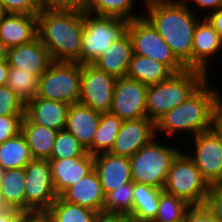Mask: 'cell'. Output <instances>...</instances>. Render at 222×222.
Returning <instances> with one entry per match:
<instances>
[{
    "label": "cell",
    "instance_id": "obj_1",
    "mask_svg": "<svg viewBox=\"0 0 222 222\" xmlns=\"http://www.w3.org/2000/svg\"><path fill=\"white\" fill-rule=\"evenodd\" d=\"M178 1L146 3L149 17L145 18L169 45L176 58L187 69H192L193 36L200 20L190 11L186 1Z\"/></svg>",
    "mask_w": 222,
    "mask_h": 222
},
{
    "label": "cell",
    "instance_id": "obj_2",
    "mask_svg": "<svg viewBox=\"0 0 222 222\" xmlns=\"http://www.w3.org/2000/svg\"><path fill=\"white\" fill-rule=\"evenodd\" d=\"M83 10L42 8L37 35L52 61L78 62L82 50Z\"/></svg>",
    "mask_w": 222,
    "mask_h": 222
},
{
    "label": "cell",
    "instance_id": "obj_3",
    "mask_svg": "<svg viewBox=\"0 0 222 222\" xmlns=\"http://www.w3.org/2000/svg\"><path fill=\"white\" fill-rule=\"evenodd\" d=\"M205 80L183 103L163 115L156 123V132L175 135L179 130L193 135L212 129L216 116L222 111V100L216 89Z\"/></svg>",
    "mask_w": 222,
    "mask_h": 222
},
{
    "label": "cell",
    "instance_id": "obj_4",
    "mask_svg": "<svg viewBox=\"0 0 222 222\" xmlns=\"http://www.w3.org/2000/svg\"><path fill=\"white\" fill-rule=\"evenodd\" d=\"M196 69L173 74L168 80L149 85L146 97L147 118L156 123L163 115L183 103L207 78Z\"/></svg>",
    "mask_w": 222,
    "mask_h": 222
},
{
    "label": "cell",
    "instance_id": "obj_5",
    "mask_svg": "<svg viewBox=\"0 0 222 222\" xmlns=\"http://www.w3.org/2000/svg\"><path fill=\"white\" fill-rule=\"evenodd\" d=\"M210 187L190 155L179 152L171 164L163 191L190 206H199L205 204Z\"/></svg>",
    "mask_w": 222,
    "mask_h": 222
},
{
    "label": "cell",
    "instance_id": "obj_6",
    "mask_svg": "<svg viewBox=\"0 0 222 222\" xmlns=\"http://www.w3.org/2000/svg\"><path fill=\"white\" fill-rule=\"evenodd\" d=\"M129 21L117 17H92L83 10V34L80 64H92L114 41L128 31Z\"/></svg>",
    "mask_w": 222,
    "mask_h": 222
},
{
    "label": "cell",
    "instance_id": "obj_7",
    "mask_svg": "<svg viewBox=\"0 0 222 222\" xmlns=\"http://www.w3.org/2000/svg\"><path fill=\"white\" fill-rule=\"evenodd\" d=\"M81 95V64L52 61L39 78L37 97L67 103H79Z\"/></svg>",
    "mask_w": 222,
    "mask_h": 222
},
{
    "label": "cell",
    "instance_id": "obj_8",
    "mask_svg": "<svg viewBox=\"0 0 222 222\" xmlns=\"http://www.w3.org/2000/svg\"><path fill=\"white\" fill-rule=\"evenodd\" d=\"M179 152L153 139L130 157L132 181L163 189L171 164Z\"/></svg>",
    "mask_w": 222,
    "mask_h": 222
},
{
    "label": "cell",
    "instance_id": "obj_9",
    "mask_svg": "<svg viewBox=\"0 0 222 222\" xmlns=\"http://www.w3.org/2000/svg\"><path fill=\"white\" fill-rule=\"evenodd\" d=\"M127 32L131 38L133 54L152 58L165 64L174 74L187 69L176 58L169 45L145 18V15L130 20Z\"/></svg>",
    "mask_w": 222,
    "mask_h": 222
},
{
    "label": "cell",
    "instance_id": "obj_10",
    "mask_svg": "<svg viewBox=\"0 0 222 222\" xmlns=\"http://www.w3.org/2000/svg\"><path fill=\"white\" fill-rule=\"evenodd\" d=\"M25 215H43L56 200L48 159H32L25 167Z\"/></svg>",
    "mask_w": 222,
    "mask_h": 222
},
{
    "label": "cell",
    "instance_id": "obj_11",
    "mask_svg": "<svg viewBox=\"0 0 222 222\" xmlns=\"http://www.w3.org/2000/svg\"><path fill=\"white\" fill-rule=\"evenodd\" d=\"M117 78L92 64L81 65L79 103L100 113L110 112Z\"/></svg>",
    "mask_w": 222,
    "mask_h": 222
},
{
    "label": "cell",
    "instance_id": "obj_12",
    "mask_svg": "<svg viewBox=\"0 0 222 222\" xmlns=\"http://www.w3.org/2000/svg\"><path fill=\"white\" fill-rule=\"evenodd\" d=\"M148 86L127 77L117 78L110 113L122 120L147 117L146 97Z\"/></svg>",
    "mask_w": 222,
    "mask_h": 222
},
{
    "label": "cell",
    "instance_id": "obj_13",
    "mask_svg": "<svg viewBox=\"0 0 222 222\" xmlns=\"http://www.w3.org/2000/svg\"><path fill=\"white\" fill-rule=\"evenodd\" d=\"M196 154L191 158L210 186L222 184V142L210 129L194 136Z\"/></svg>",
    "mask_w": 222,
    "mask_h": 222
},
{
    "label": "cell",
    "instance_id": "obj_14",
    "mask_svg": "<svg viewBox=\"0 0 222 222\" xmlns=\"http://www.w3.org/2000/svg\"><path fill=\"white\" fill-rule=\"evenodd\" d=\"M155 123L147 117L123 120L114 145L109 153L131 157L155 139Z\"/></svg>",
    "mask_w": 222,
    "mask_h": 222
},
{
    "label": "cell",
    "instance_id": "obj_15",
    "mask_svg": "<svg viewBox=\"0 0 222 222\" xmlns=\"http://www.w3.org/2000/svg\"><path fill=\"white\" fill-rule=\"evenodd\" d=\"M9 67L25 69L40 78L52 62L48 49L37 36L31 42L8 48Z\"/></svg>",
    "mask_w": 222,
    "mask_h": 222
},
{
    "label": "cell",
    "instance_id": "obj_16",
    "mask_svg": "<svg viewBox=\"0 0 222 222\" xmlns=\"http://www.w3.org/2000/svg\"><path fill=\"white\" fill-rule=\"evenodd\" d=\"M48 160L51 166L53 187L58 196L94 169V155L89 153L84 157Z\"/></svg>",
    "mask_w": 222,
    "mask_h": 222
},
{
    "label": "cell",
    "instance_id": "obj_17",
    "mask_svg": "<svg viewBox=\"0 0 222 222\" xmlns=\"http://www.w3.org/2000/svg\"><path fill=\"white\" fill-rule=\"evenodd\" d=\"M94 169L105 195L121 185L132 182L129 157L117 156L109 152L94 155Z\"/></svg>",
    "mask_w": 222,
    "mask_h": 222
},
{
    "label": "cell",
    "instance_id": "obj_18",
    "mask_svg": "<svg viewBox=\"0 0 222 222\" xmlns=\"http://www.w3.org/2000/svg\"><path fill=\"white\" fill-rule=\"evenodd\" d=\"M60 197L71 204L96 212L103 211L105 194L95 169L70 186Z\"/></svg>",
    "mask_w": 222,
    "mask_h": 222
},
{
    "label": "cell",
    "instance_id": "obj_19",
    "mask_svg": "<svg viewBox=\"0 0 222 222\" xmlns=\"http://www.w3.org/2000/svg\"><path fill=\"white\" fill-rule=\"evenodd\" d=\"M70 105L35 96L25 104V115L41 126L60 131L65 128Z\"/></svg>",
    "mask_w": 222,
    "mask_h": 222
},
{
    "label": "cell",
    "instance_id": "obj_20",
    "mask_svg": "<svg viewBox=\"0 0 222 222\" xmlns=\"http://www.w3.org/2000/svg\"><path fill=\"white\" fill-rule=\"evenodd\" d=\"M37 36V15L7 13L0 21V38L8 48L29 43Z\"/></svg>",
    "mask_w": 222,
    "mask_h": 222
},
{
    "label": "cell",
    "instance_id": "obj_21",
    "mask_svg": "<svg viewBox=\"0 0 222 222\" xmlns=\"http://www.w3.org/2000/svg\"><path fill=\"white\" fill-rule=\"evenodd\" d=\"M101 113L80 103L69 107L65 130L73 134L87 150L98 128Z\"/></svg>",
    "mask_w": 222,
    "mask_h": 222
},
{
    "label": "cell",
    "instance_id": "obj_22",
    "mask_svg": "<svg viewBox=\"0 0 222 222\" xmlns=\"http://www.w3.org/2000/svg\"><path fill=\"white\" fill-rule=\"evenodd\" d=\"M222 38L211 24L204 19L196 25L192 46V69L207 74L208 57L221 50Z\"/></svg>",
    "mask_w": 222,
    "mask_h": 222
},
{
    "label": "cell",
    "instance_id": "obj_23",
    "mask_svg": "<svg viewBox=\"0 0 222 222\" xmlns=\"http://www.w3.org/2000/svg\"><path fill=\"white\" fill-rule=\"evenodd\" d=\"M133 54L132 42L128 32L114 41L92 65L116 78L125 77Z\"/></svg>",
    "mask_w": 222,
    "mask_h": 222
},
{
    "label": "cell",
    "instance_id": "obj_24",
    "mask_svg": "<svg viewBox=\"0 0 222 222\" xmlns=\"http://www.w3.org/2000/svg\"><path fill=\"white\" fill-rule=\"evenodd\" d=\"M21 133L29 146L33 159H49L57 130L33 123L26 115L22 119Z\"/></svg>",
    "mask_w": 222,
    "mask_h": 222
},
{
    "label": "cell",
    "instance_id": "obj_25",
    "mask_svg": "<svg viewBox=\"0 0 222 222\" xmlns=\"http://www.w3.org/2000/svg\"><path fill=\"white\" fill-rule=\"evenodd\" d=\"M174 73L165 65L152 58L132 54L125 77L145 85H154L168 80Z\"/></svg>",
    "mask_w": 222,
    "mask_h": 222
},
{
    "label": "cell",
    "instance_id": "obj_26",
    "mask_svg": "<svg viewBox=\"0 0 222 222\" xmlns=\"http://www.w3.org/2000/svg\"><path fill=\"white\" fill-rule=\"evenodd\" d=\"M163 189L148 184L133 182V209L131 217L134 222H153L159 207V197Z\"/></svg>",
    "mask_w": 222,
    "mask_h": 222
},
{
    "label": "cell",
    "instance_id": "obj_27",
    "mask_svg": "<svg viewBox=\"0 0 222 222\" xmlns=\"http://www.w3.org/2000/svg\"><path fill=\"white\" fill-rule=\"evenodd\" d=\"M32 159L29 146L21 132L0 144V166L4 170L24 168Z\"/></svg>",
    "mask_w": 222,
    "mask_h": 222
},
{
    "label": "cell",
    "instance_id": "obj_28",
    "mask_svg": "<svg viewBox=\"0 0 222 222\" xmlns=\"http://www.w3.org/2000/svg\"><path fill=\"white\" fill-rule=\"evenodd\" d=\"M123 120L110 112L101 113L98 128L91 146L86 150L91 155L109 152L120 131Z\"/></svg>",
    "mask_w": 222,
    "mask_h": 222
},
{
    "label": "cell",
    "instance_id": "obj_29",
    "mask_svg": "<svg viewBox=\"0 0 222 222\" xmlns=\"http://www.w3.org/2000/svg\"><path fill=\"white\" fill-rule=\"evenodd\" d=\"M0 193L9 208H15L25 214L24 168L4 170Z\"/></svg>",
    "mask_w": 222,
    "mask_h": 222
},
{
    "label": "cell",
    "instance_id": "obj_30",
    "mask_svg": "<svg viewBox=\"0 0 222 222\" xmlns=\"http://www.w3.org/2000/svg\"><path fill=\"white\" fill-rule=\"evenodd\" d=\"M97 213L79 205L68 203L57 196L43 216L48 222H94Z\"/></svg>",
    "mask_w": 222,
    "mask_h": 222
},
{
    "label": "cell",
    "instance_id": "obj_31",
    "mask_svg": "<svg viewBox=\"0 0 222 222\" xmlns=\"http://www.w3.org/2000/svg\"><path fill=\"white\" fill-rule=\"evenodd\" d=\"M133 0H86L84 11L98 16L117 17L130 21L140 16H135L133 9ZM133 14V15H132Z\"/></svg>",
    "mask_w": 222,
    "mask_h": 222
},
{
    "label": "cell",
    "instance_id": "obj_32",
    "mask_svg": "<svg viewBox=\"0 0 222 222\" xmlns=\"http://www.w3.org/2000/svg\"><path fill=\"white\" fill-rule=\"evenodd\" d=\"M39 78L27 70L9 67L7 86L26 104L38 91Z\"/></svg>",
    "mask_w": 222,
    "mask_h": 222
},
{
    "label": "cell",
    "instance_id": "obj_33",
    "mask_svg": "<svg viewBox=\"0 0 222 222\" xmlns=\"http://www.w3.org/2000/svg\"><path fill=\"white\" fill-rule=\"evenodd\" d=\"M189 207L190 205L182 199L163 191L159 197V207L153 222H184Z\"/></svg>",
    "mask_w": 222,
    "mask_h": 222
},
{
    "label": "cell",
    "instance_id": "obj_34",
    "mask_svg": "<svg viewBox=\"0 0 222 222\" xmlns=\"http://www.w3.org/2000/svg\"><path fill=\"white\" fill-rule=\"evenodd\" d=\"M133 181L119 186L107 193L103 204V211L109 213L126 214L131 216L133 209Z\"/></svg>",
    "mask_w": 222,
    "mask_h": 222
},
{
    "label": "cell",
    "instance_id": "obj_35",
    "mask_svg": "<svg viewBox=\"0 0 222 222\" xmlns=\"http://www.w3.org/2000/svg\"><path fill=\"white\" fill-rule=\"evenodd\" d=\"M86 154V149L80 144L77 138L63 129L58 131L49 159L84 157Z\"/></svg>",
    "mask_w": 222,
    "mask_h": 222
},
{
    "label": "cell",
    "instance_id": "obj_36",
    "mask_svg": "<svg viewBox=\"0 0 222 222\" xmlns=\"http://www.w3.org/2000/svg\"><path fill=\"white\" fill-rule=\"evenodd\" d=\"M0 116H25L24 102L7 85L0 86Z\"/></svg>",
    "mask_w": 222,
    "mask_h": 222
},
{
    "label": "cell",
    "instance_id": "obj_37",
    "mask_svg": "<svg viewBox=\"0 0 222 222\" xmlns=\"http://www.w3.org/2000/svg\"><path fill=\"white\" fill-rule=\"evenodd\" d=\"M7 13L38 15L42 0H1Z\"/></svg>",
    "mask_w": 222,
    "mask_h": 222
},
{
    "label": "cell",
    "instance_id": "obj_38",
    "mask_svg": "<svg viewBox=\"0 0 222 222\" xmlns=\"http://www.w3.org/2000/svg\"><path fill=\"white\" fill-rule=\"evenodd\" d=\"M24 116H0V144L21 132Z\"/></svg>",
    "mask_w": 222,
    "mask_h": 222
},
{
    "label": "cell",
    "instance_id": "obj_39",
    "mask_svg": "<svg viewBox=\"0 0 222 222\" xmlns=\"http://www.w3.org/2000/svg\"><path fill=\"white\" fill-rule=\"evenodd\" d=\"M205 206L211 211L217 222H222V184L210 187Z\"/></svg>",
    "mask_w": 222,
    "mask_h": 222
},
{
    "label": "cell",
    "instance_id": "obj_40",
    "mask_svg": "<svg viewBox=\"0 0 222 222\" xmlns=\"http://www.w3.org/2000/svg\"><path fill=\"white\" fill-rule=\"evenodd\" d=\"M184 222H217L211 211L204 205L190 206L185 214Z\"/></svg>",
    "mask_w": 222,
    "mask_h": 222
},
{
    "label": "cell",
    "instance_id": "obj_41",
    "mask_svg": "<svg viewBox=\"0 0 222 222\" xmlns=\"http://www.w3.org/2000/svg\"><path fill=\"white\" fill-rule=\"evenodd\" d=\"M86 0H42L46 9H75L83 10Z\"/></svg>",
    "mask_w": 222,
    "mask_h": 222
},
{
    "label": "cell",
    "instance_id": "obj_42",
    "mask_svg": "<svg viewBox=\"0 0 222 222\" xmlns=\"http://www.w3.org/2000/svg\"><path fill=\"white\" fill-rule=\"evenodd\" d=\"M94 222H134L130 215L98 212Z\"/></svg>",
    "mask_w": 222,
    "mask_h": 222
},
{
    "label": "cell",
    "instance_id": "obj_43",
    "mask_svg": "<svg viewBox=\"0 0 222 222\" xmlns=\"http://www.w3.org/2000/svg\"><path fill=\"white\" fill-rule=\"evenodd\" d=\"M25 214L15 208L0 212V222H22Z\"/></svg>",
    "mask_w": 222,
    "mask_h": 222
},
{
    "label": "cell",
    "instance_id": "obj_44",
    "mask_svg": "<svg viewBox=\"0 0 222 222\" xmlns=\"http://www.w3.org/2000/svg\"><path fill=\"white\" fill-rule=\"evenodd\" d=\"M205 19L211 24V26L218 32L220 37L222 38V7L213 10V13L209 12V15L205 17Z\"/></svg>",
    "mask_w": 222,
    "mask_h": 222
},
{
    "label": "cell",
    "instance_id": "obj_45",
    "mask_svg": "<svg viewBox=\"0 0 222 222\" xmlns=\"http://www.w3.org/2000/svg\"><path fill=\"white\" fill-rule=\"evenodd\" d=\"M201 8H211L215 11L222 7V0H194Z\"/></svg>",
    "mask_w": 222,
    "mask_h": 222
},
{
    "label": "cell",
    "instance_id": "obj_46",
    "mask_svg": "<svg viewBox=\"0 0 222 222\" xmlns=\"http://www.w3.org/2000/svg\"><path fill=\"white\" fill-rule=\"evenodd\" d=\"M9 65L7 61H0V86L7 84Z\"/></svg>",
    "mask_w": 222,
    "mask_h": 222
},
{
    "label": "cell",
    "instance_id": "obj_47",
    "mask_svg": "<svg viewBox=\"0 0 222 222\" xmlns=\"http://www.w3.org/2000/svg\"><path fill=\"white\" fill-rule=\"evenodd\" d=\"M212 129L219 135L222 142V111L216 116Z\"/></svg>",
    "mask_w": 222,
    "mask_h": 222
},
{
    "label": "cell",
    "instance_id": "obj_48",
    "mask_svg": "<svg viewBox=\"0 0 222 222\" xmlns=\"http://www.w3.org/2000/svg\"><path fill=\"white\" fill-rule=\"evenodd\" d=\"M23 222H48L43 215H26Z\"/></svg>",
    "mask_w": 222,
    "mask_h": 222
},
{
    "label": "cell",
    "instance_id": "obj_49",
    "mask_svg": "<svg viewBox=\"0 0 222 222\" xmlns=\"http://www.w3.org/2000/svg\"><path fill=\"white\" fill-rule=\"evenodd\" d=\"M8 47L0 38V61H7Z\"/></svg>",
    "mask_w": 222,
    "mask_h": 222
},
{
    "label": "cell",
    "instance_id": "obj_50",
    "mask_svg": "<svg viewBox=\"0 0 222 222\" xmlns=\"http://www.w3.org/2000/svg\"><path fill=\"white\" fill-rule=\"evenodd\" d=\"M9 209V206L6 204L5 200L3 199V196L0 193V212L6 211Z\"/></svg>",
    "mask_w": 222,
    "mask_h": 222
},
{
    "label": "cell",
    "instance_id": "obj_51",
    "mask_svg": "<svg viewBox=\"0 0 222 222\" xmlns=\"http://www.w3.org/2000/svg\"><path fill=\"white\" fill-rule=\"evenodd\" d=\"M7 15V12L4 8V5L2 4V1L0 0V21Z\"/></svg>",
    "mask_w": 222,
    "mask_h": 222
},
{
    "label": "cell",
    "instance_id": "obj_52",
    "mask_svg": "<svg viewBox=\"0 0 222 222\" xmlns=\"http://www.w3.org/2000/svg\"><path fill=\"white\" fill-rule=\"evenodd\" d=\"M3 175H4V169L0 166V187H1V182L3 179Z\"/></svg>",
    "mask_w": 222,
    "mask_h": 222
},
{
    "label": "cell",
    "instance_id": "obj_53",
    "mask_svg": "<svg viewBox=\"0 0 222 222\" xmlns=\"http://www.w3.org/2000/svg\"><path fill=\"white\" fill-rule=\"evenodd\" d=\"M146 1V3H148V2H152V1H162V0H145Z\"/></svg>",
    "mask_w": 222,
    "mask_h": 222
}]
</instances>
